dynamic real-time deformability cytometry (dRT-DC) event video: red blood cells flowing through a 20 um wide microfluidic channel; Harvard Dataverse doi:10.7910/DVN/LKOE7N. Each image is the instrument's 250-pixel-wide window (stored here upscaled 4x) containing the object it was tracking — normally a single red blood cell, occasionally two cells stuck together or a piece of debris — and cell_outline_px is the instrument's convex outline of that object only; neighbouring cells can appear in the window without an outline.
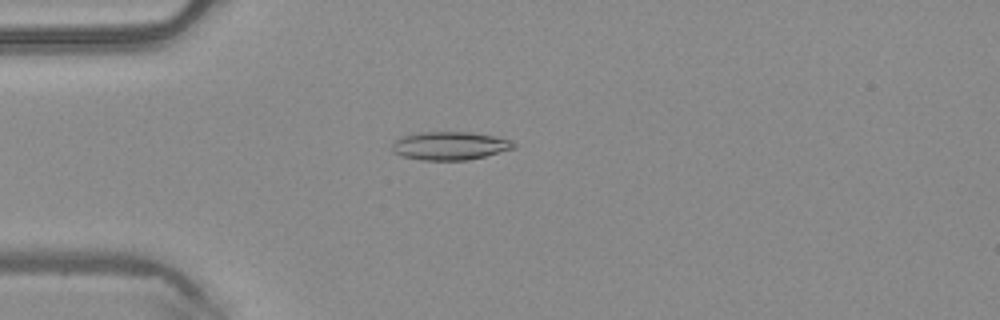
{"species": "common noctule bat (a hibernating species)", "species_latin": "Nyctalus noctula", "temperature_condition": "warm", "stored_images_in_passage": 50, "camera_frame_rate_fps": 3000, "um_per_image_px": 0.085, "animal": {"sex": "male", "body_mass_g": 20.4}, "frame": {"image": 1, "passage_image": 14, "time_ms": 4.333, "image_size_px": [1000, 320], "cell_outline_px": [[516, 148], [468, 160], [420, 160], [404, 156], [392, 152], [392, 144], [396, 140], [404, 136], [420, 132], [472, 132], [512, 140], [516, 144]], "centroid_in_image_um": [38.26, 12.39], "position_along_channel_um": 46.7, "area_um2": 19.94}}
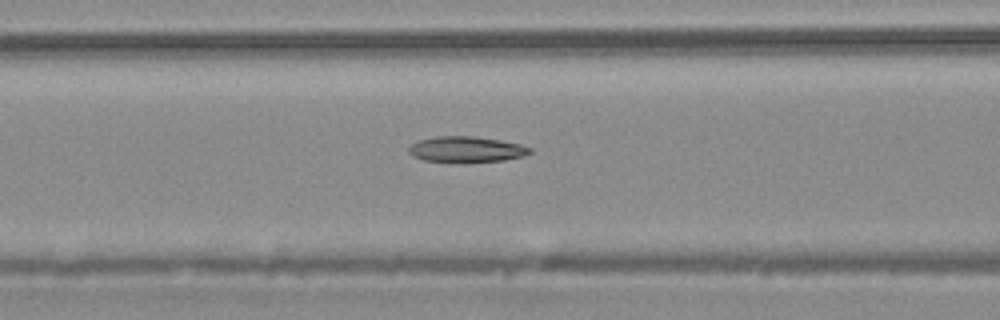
{"frame": {"image": 2, "passage_image": 21, "time_ms": 6.667, "image_size_px": [1000, 320], "cell_outline_px": [[532, 152], [524, 156], [504, 160], [424, 160], [412, 156], [408, 152], [408, 148], [412, 144], [420, 140], [436, 136], [472, 136], [500, 140], [520, 144], [532, 148]], "centroid_in_image_um": [39.66, 12.66], "position_along_channel_um": 126.9, "area_um2": 17.51}}
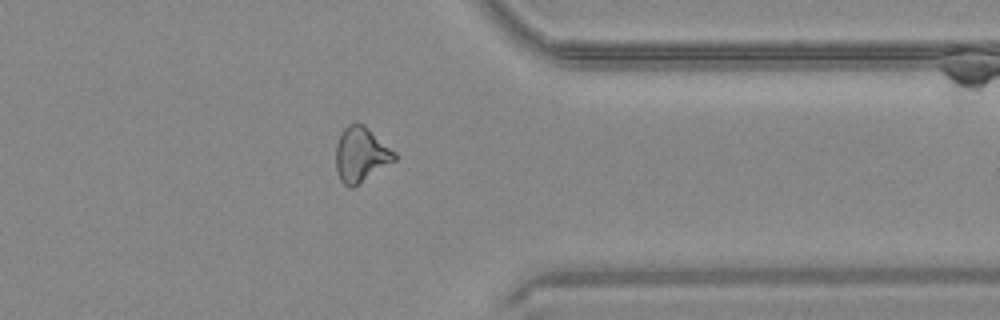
{"frame": {"image": 3, "passage_image": 40, "time_ms": 13.0, "image_size_px": [1000, 320], "cell_outline_px": [[396, 160], [352, 188], [348, 188], [340, 180], [336, 168], [336, 144], [340, 132], [348, 124], [356, 120], [364, 124], [396, 152]], "centroid_in_image_um": [30.67, 13.1], "position_along_channel_um": 380.7, "area_um2": 19.02}, "authors_computed_cell_mechanics": {"area_um2": 19.074, "velocity_mm_per_s": 4.1191, "shape_relaxation_time_tau1_ms": 8.5914, "shape_relaxation_time_tau2_ms": 4.1785, "deformation_change_tau1": 0.2071, "deformation_change_tau2": 0.1412}}